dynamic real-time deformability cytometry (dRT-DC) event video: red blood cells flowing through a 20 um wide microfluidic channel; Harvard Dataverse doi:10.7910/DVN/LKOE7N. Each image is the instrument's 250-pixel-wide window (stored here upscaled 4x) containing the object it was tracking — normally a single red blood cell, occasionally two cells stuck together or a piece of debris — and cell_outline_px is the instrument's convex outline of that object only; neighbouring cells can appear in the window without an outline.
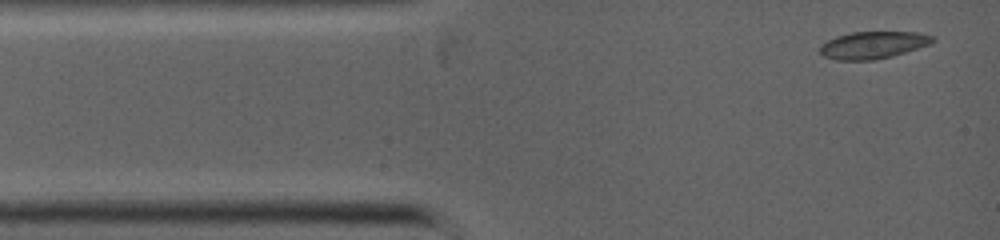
{"species": "common noctule bat (a hibernating species)", "species_latin": "Nyctalus noctula", "temperature_condition": "warm", "stored_images_in_passage": 8, "camera_frame_rate_fps": 5000, "um_per_image_px": 0.085, "animal": {"sex": "female", "body_mass_g": 19.0, "forearm_length_mm": 53.3}, "frame": {"image": 1, "passage_image": 1, "time_ms": 0.0, "image_size_px": [1000, 240], "cell_outline_px": [[936, 40], [932, 44], [892, 56], [872, 60], [836, 60], [824, 56], [820, 52], [820, 44], [836, 36], [852, 32], [920, 32], [932, 36]], "centroid_in_image_um": [74.23, 3.82], "position_along_channel_um": 10.8, "area_um2": 17.92}}
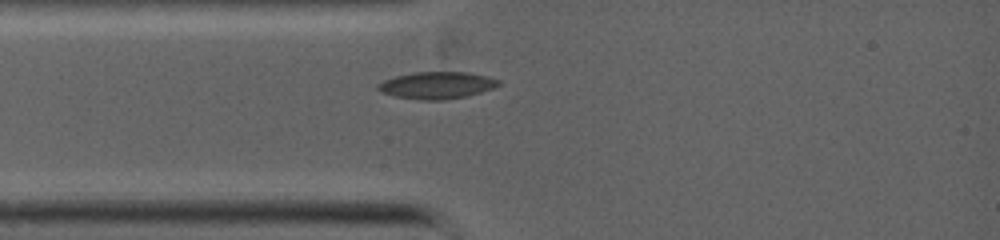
{"frame": {"image": 2, "passage_image": 6, "time_ms": 1.8, "image_size_px": [1000, 240], "cell_outline_px": [[500, 84], [492, 88], [480, 92], [464, 96], [440, 100], [420, 100], [392, 96], [380, 92], [376, 88], [376, 84], [384, 80], [396, 76], [412, 72], [468, 72], [488, 76], [500, 80]], "centroid_in_image_um": [37.08, 7.24], "position_along_channel_um": 47.9, "area_um2": 19.02}}
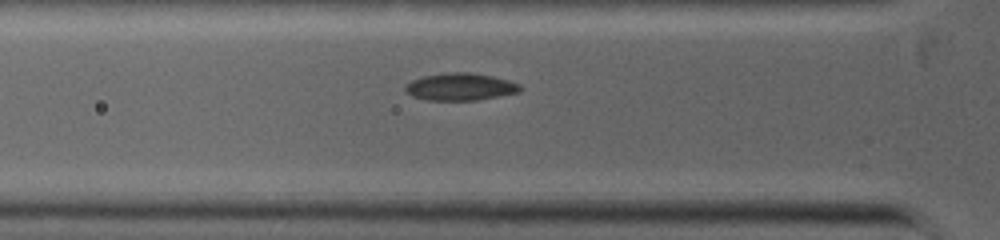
{"frame": {"image": 3, "passage_image": 8, "time_ms": 2.6, "image_size_px": [1000, 240], "cell_outline_px": [[524, 88], [520, 92], [476, 100], [428, 100], [412, 96], [404, 92], [404, 84], [412, 80], [424, 76], [448, 72], [472, 72], [492, 76], [508, 80], [520, 84]], "centroid_in_image_um": [39.12, 7.37], "position_along_channel_um": 86.7, "area_um2": 18.44}}